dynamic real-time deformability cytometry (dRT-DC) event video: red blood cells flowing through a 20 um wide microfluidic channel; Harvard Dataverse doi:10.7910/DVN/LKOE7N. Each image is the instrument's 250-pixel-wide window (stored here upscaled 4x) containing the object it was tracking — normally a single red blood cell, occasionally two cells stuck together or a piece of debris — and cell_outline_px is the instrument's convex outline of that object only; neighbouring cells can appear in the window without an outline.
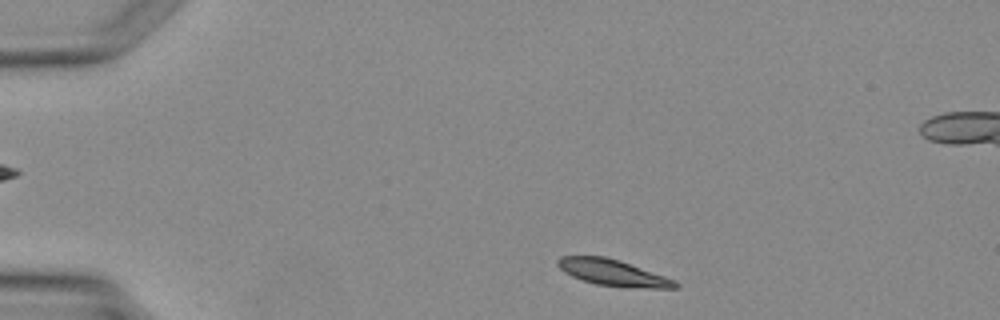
{"species": "Egyptian fruit bat (a non-hibernating species)", "species_latin": "Rousettus aegyptiacus", "temperature_condition": "warm", "stored_images_in_passage": 3, "camera_frame_rate_fps": 3000, "um_per_image_px": 0.085, "animal": {"sex": "female"}, "frame": {"image": 1, "passage_image": 1, "time_ms": 0.0, "image_size_px": [1000, 320], "cell_outline_px": [[680, 284], [676, 288], [648, 288], [596, 284], [572, 276], [564, 272], [556, 264], [556, 260], [560, 256], [604, 256], [620, 260], [676, 280]], "centroid_in_image_um": [52.1, 23.16], "position_along_channel_um": 32.9, "area_um2": 17.8}}